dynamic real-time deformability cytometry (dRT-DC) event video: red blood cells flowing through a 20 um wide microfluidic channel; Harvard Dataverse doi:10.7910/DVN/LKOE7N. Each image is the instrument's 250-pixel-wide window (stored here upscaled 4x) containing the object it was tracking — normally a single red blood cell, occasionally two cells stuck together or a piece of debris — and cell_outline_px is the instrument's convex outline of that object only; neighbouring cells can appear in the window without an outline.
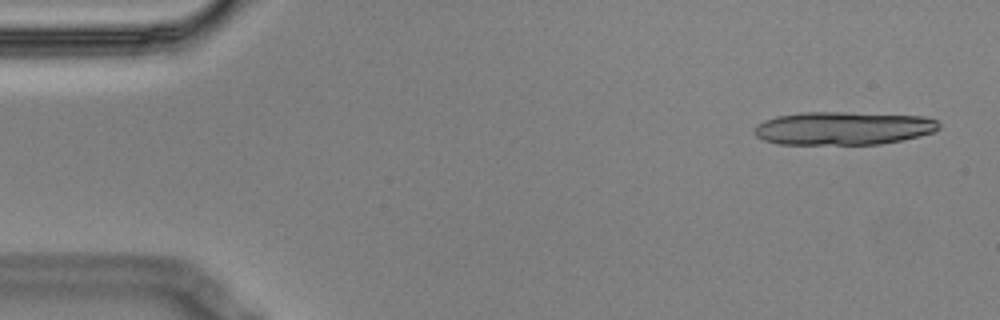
{"species": "Egyptian fruit bat (a non-hibernating species)", "species_latin": "Rousettus aegyptiacus", "temperature_condition": "cold", "stored_images_in_passage": 4, "camera_frame_rate_fps": 3000, "um_per_image_px": 0.085, "animal": {"sex": "male"}, "frame": {"image": 1, "passage_image": 1, "time_ms": 0.0, "image_size_px": [1000, 320], "cell_outline_px": [[940, 128], [936, 132], [920, 136], [880, 144], [776, 144], [764, 140], [756, 136], [752, 132], [756, 124], [764, 120], [776, 116], [800, 112], [844, 112], [924, 116], [936, 120], [940, 124]], "centroid_in_image_um": [71.65, 10.9], "position_along_channel_um": 13.3, "area_um2": 36.07}}
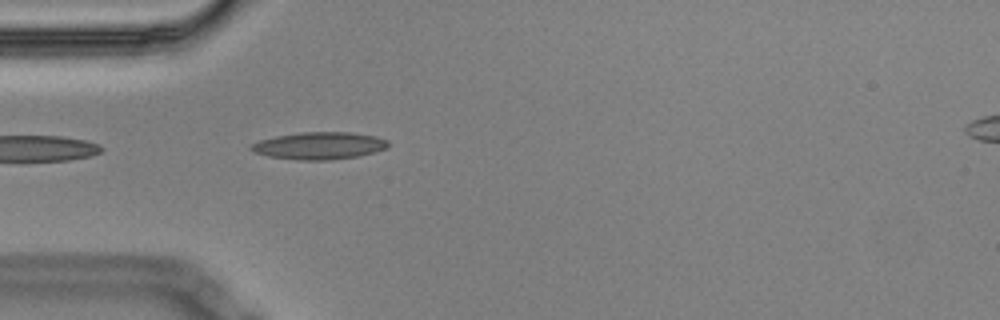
{"frame": {"image": 2, "passage_image": 3, "time_ms": 0.667, "image_size_px": [1000, 320], "cell_outline_px": [[388, 148], [376, 152], [356, 156], [328, 160], [296, 160], [268, 156], [252, 152], [248, 148], [252, 144], [260, 140], [276, 136], [300, 132], [352, 132], [376, 136], [388, 140]], "centroid_in_image_um": [27.13, 12.38], "position_along_channel_um": 57.9, "area_um2": 21.91}}